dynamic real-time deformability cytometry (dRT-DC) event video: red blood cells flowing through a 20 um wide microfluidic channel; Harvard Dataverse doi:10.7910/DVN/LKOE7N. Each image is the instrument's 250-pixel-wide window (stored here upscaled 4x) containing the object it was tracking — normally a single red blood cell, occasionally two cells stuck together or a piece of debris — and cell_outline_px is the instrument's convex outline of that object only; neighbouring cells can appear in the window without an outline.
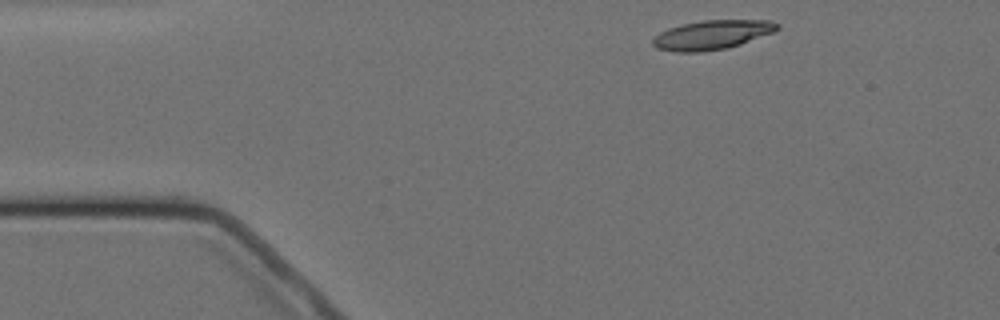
{"species": "Egyptian fruit bat (a non-hibernating species)", "species_latin": "Rousettus aegyptiacus", "temperature_condition": "cold", "stored_images_in_passage": 3, "camera_frame_rate_fps": 3000, "um_per_image_px": 0.085, "animal": {"sex": "female"}, "frame": {"image": 1, "passage_image": 1, "time_ms": 0.0, "image_size_px": [1000, 320], "cell_outline_px": [[780, 28], [772, 32], [740, 44], [728, 48], [700, 52], [676, 52], [656, 48], [652, 44], [652, 36], [668, 28], [680, 24], [704, 20], [772, 20], [780, 24]], "centroid_in_image_um": [60.48, 2.96], "position_along_channel_um": 24.5, "area_um2": 21.33}}